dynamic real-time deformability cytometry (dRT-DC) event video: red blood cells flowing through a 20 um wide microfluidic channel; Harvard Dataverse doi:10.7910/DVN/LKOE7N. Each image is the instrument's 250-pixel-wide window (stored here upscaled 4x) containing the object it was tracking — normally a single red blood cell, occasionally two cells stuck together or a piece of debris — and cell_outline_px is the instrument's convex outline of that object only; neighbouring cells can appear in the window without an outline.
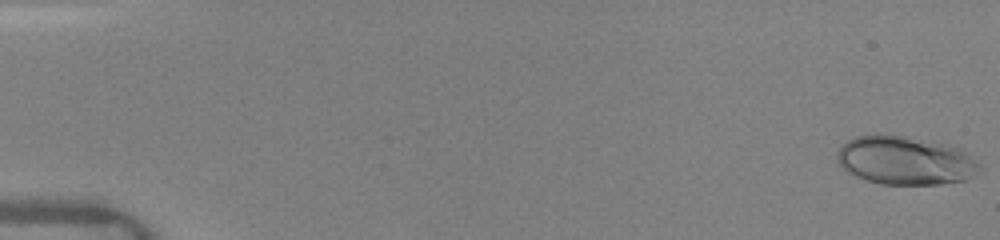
{"species": "human", "species_latin": "Homo sapiens", "temperature_condition": "warm", "stored_images_in_passage": 11, "camera_frame_rate_fps": 3000, "um_per_image_px": 0.085, "donor": {"sex": "female"}, "frame": {"image": 1, "passage_image": 1, "time_ms": 0.0, "image_size_px": [1000, 240], "cell_outline_px": [[984, 172], [964, 180], [940, 184], [880, 184], [864, 180], [848, 172], [836, 164], [836, 152], [848, 140], [856, 136], [876, 132], [884, 132], [944, 144], [968, 152], [980, 164]], "centroid_in_image_um": [76.92, 13.63], "position_along_channel_um": 8.1, "area_um2": 41.04}}
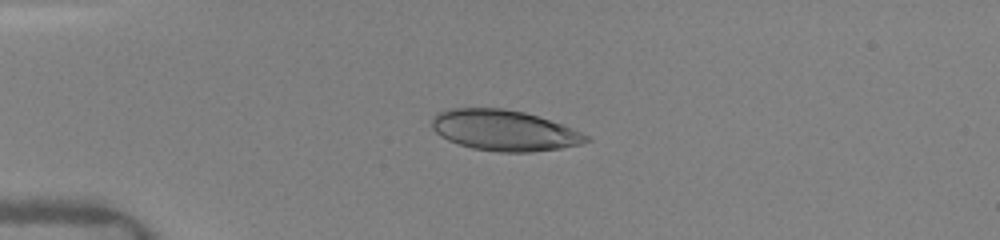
{"frame": {"image": 2, "passage_image": 6, "time_ms": 4.0, "image_size_px": [1000, 240], "cell_outline_px": [[592, 140], [580, 144], [560, 148], [532, 152], [500, 152], [472, 148], [448, 140], [440, 136], [432, 128], [432, 116], [436, 112], [448, 108], [504, 108], [524, 112], [564, 124], [588, 136]], "centroid_in_image_um": [42.84, 11.07], "position_along_channel_um": 42.2, "area_um2": 36.76}}
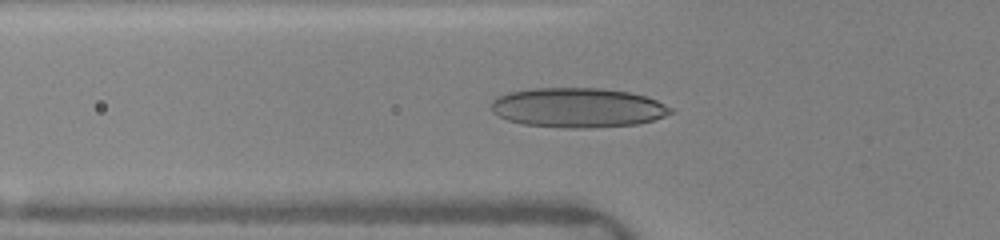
{"frame": {"image": 3, "passage_image": 10, "time_ms": 5.667, "image_size_px": [1000, 240], "cell_outline_px": [[672, 112], [664, 116], [652, 120], [636, 124], [588, 128], [568, 128], [524, 124], [508, 120], [492, 112], [492, 100], [496, 96], [508, 92], [532, 88], [600, 88], [628, 92], [644, 96], [656, 100], [672, 108]], "centroid_in_image_um": [49.07, 9.14], "position_along_channel_um": 76.7, "area_um2": 41.27}}